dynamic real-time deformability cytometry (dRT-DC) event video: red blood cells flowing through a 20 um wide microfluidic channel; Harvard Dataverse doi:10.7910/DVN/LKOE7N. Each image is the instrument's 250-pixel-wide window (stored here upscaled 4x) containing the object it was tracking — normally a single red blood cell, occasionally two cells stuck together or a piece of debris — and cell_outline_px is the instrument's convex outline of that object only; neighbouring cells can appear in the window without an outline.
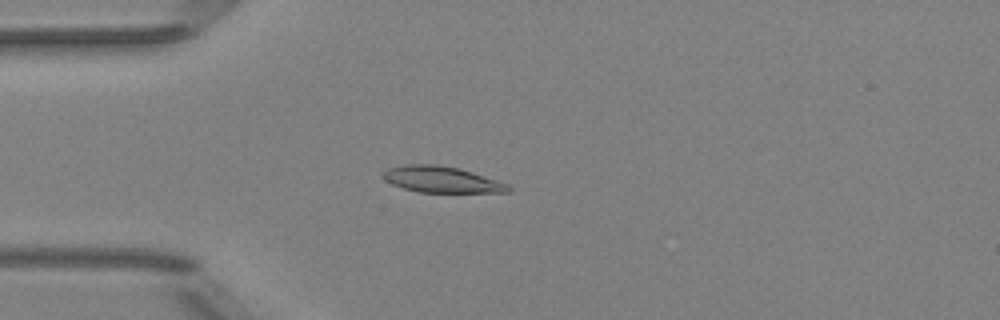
{"species": "Egyptian fruit bat (a non-hibernating species)", "species_latin": "Rousettus aegyptiacus", "temperature_condition": "room temperature", "stored_images_in_passage": 51, "camera_frame_rate_fps": 3000, "um_per_image_px": 0.085, "animal": {"sex": "female"}, "frame": {"image": 1, "passage_image": 14, "time_ms": 4.333, "image_size_px": [1000, 320], "cell_outline_px": [[512, 192], [420, 192], [404, 188], [392, 184], [384, 180], [380, 176], [388, 168], [404, 164], [436, 164], [460, 168], [508, 184], [512, 188]], "centroid_in_image_um": [37.52, 15.25], "position_along_channel_um": 47.5, "area_um2": 19.13}}
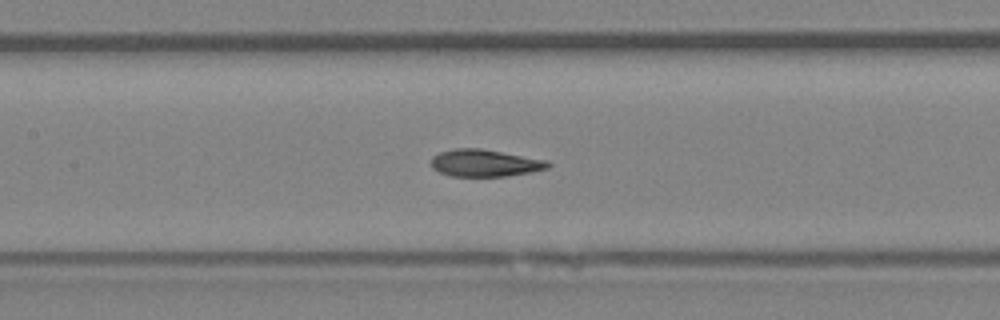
{"frame": {"image": 2, "passage_image": 24, "time_ms": 7.667, "image_size_px": [1000, 320], "cell_outline_px": [[552, 164], [548, 168], [508, 176], [452, 176], [440, 172], [432, 168], [432, 156], [440, 152], [456, 148], [480, 148], [548, 160]], "centroid_in_image_um": [41.22, 13.85], "position_along_channel_um": 166.2, "area_um2": 18.38}}
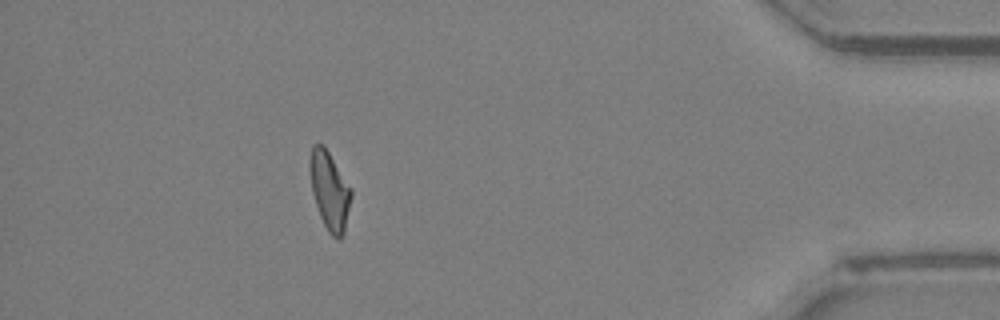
{"frame": {"image": 3, "passage_image": 46, "time_ms": 15.0, "image_size_px": [1000, 320], "cell_outline_px": [[352, 196], [344, 232], [340, 240], [332, 236], [328, 232], [320, 216], [312, 192], [308, 168], [308, 160], [312, 144], [324, 144], [352, 188]], "centroid_in_image_um": [28.0, 16.15], "position_along_channel_um": 407.2, "area_um2": 19.19}, "authors_computed_cell_mechanics": {"area_um2": 19.1318, "velocity_mm_per_s": 3.9992, "shape_relaxation_time_tau1_ms": 8.3719, "shape_relaxation_time_tau2_ms": 1.9273, "deformation_change_tau1": 0.1918, "deformation_change_tau2": 0.0846}}